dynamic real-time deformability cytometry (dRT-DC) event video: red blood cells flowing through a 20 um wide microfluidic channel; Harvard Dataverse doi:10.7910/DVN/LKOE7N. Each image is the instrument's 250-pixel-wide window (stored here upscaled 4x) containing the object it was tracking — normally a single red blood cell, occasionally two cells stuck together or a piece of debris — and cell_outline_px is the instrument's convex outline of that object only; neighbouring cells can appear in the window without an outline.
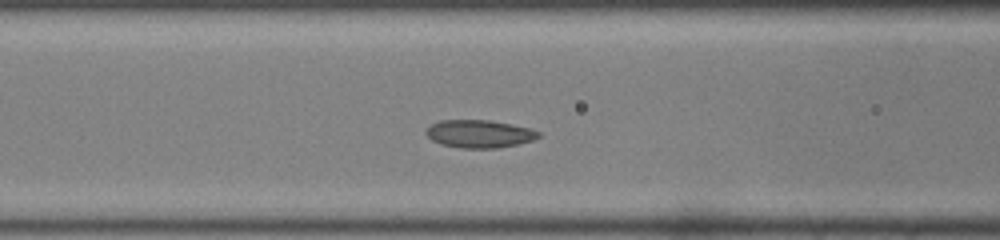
{"species": "common noctule bat (a hibernating species)", "species_latin": "Nyctalus noctula", "temperature_condition": "room temperature", "stored_images_in_passage": 7, "camera_frame_rate_fps": 3000, "um_per_image_px": 0.085, "animal": {"sex": "male", "body_mass_g": 19.0, "forearm_length_mm": 50.8}, "frame": {"image": 1, "passage_image": 5, "time_ms": 1.333, "image_size_px": [1000, 240], "cell_outline_px": [[540, 136], [532, 140], [516, 144], [496, 148], [460, 148], [440, 144], [432, 140], [424, 132], [432, 124], [440, 120], [488, 120], [512, 124], [528, 128], [540, 132]], "centroid_in_image_um": [40.72, 11.37], "position_along_channel_um": 125.9, "area_um2": 18.09}}